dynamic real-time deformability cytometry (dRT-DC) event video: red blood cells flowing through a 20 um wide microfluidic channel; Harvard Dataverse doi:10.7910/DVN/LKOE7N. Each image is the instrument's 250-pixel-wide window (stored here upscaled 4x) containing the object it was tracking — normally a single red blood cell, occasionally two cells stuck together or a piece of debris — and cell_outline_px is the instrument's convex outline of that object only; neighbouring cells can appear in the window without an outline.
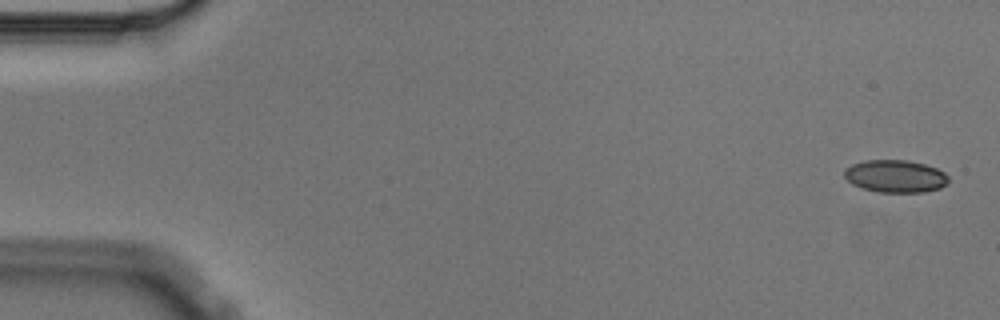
{"species": "Egyptian fruit bat (a non-hibernating species)", "species_latin": "Rousettus aegyptiacus", "temperature_condition": "cold", "stored_images_in_passage": 4, "camera_frame_rate_fps": 3000, "um_per_image_px": 0.085, "animal": {"sex": "male"}, "frame": {"image": 1, "passage_image": 1, "time_ms": 0.0, "image_size_px": [1000, 320], "cell_outline_px": [[948, 184], [940, 188], [924, 192], [876, 192], [860, 188], [852, 184], [844, 176], [844, 168], [852, 164], [864, 160], [908, 160], [924, 164], [936, 168], [944, 172], [948, 176]], "centroid_in_image_um": [76.09, 14.98], "position_along_channel_um": 8.9, "area_um2": 19.94}}